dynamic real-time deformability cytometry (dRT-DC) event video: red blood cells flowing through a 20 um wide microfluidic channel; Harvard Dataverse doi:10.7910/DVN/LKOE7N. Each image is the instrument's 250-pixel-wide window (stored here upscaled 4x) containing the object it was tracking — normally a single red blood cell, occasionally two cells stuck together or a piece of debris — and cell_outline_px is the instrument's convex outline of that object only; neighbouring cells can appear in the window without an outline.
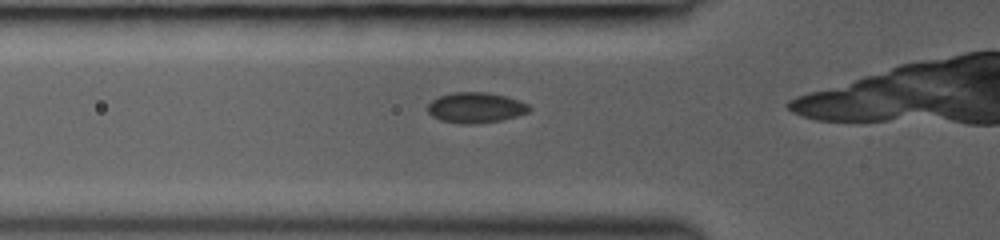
{"species": "common noctule bat (a hibernating species)", "species_latin": "Nyctalus noctula", "temperature_condition": "room temperature", "stored_images_in_passage": 17, "camera_frame_rate_fps": 3000, "um_per_image_px": 0.085, "animal": {"sex": "female", "body_mass_g": 19.0, "forearm_length_mm": 53.3}, "frame": {"image": 1, "passage_image": 10, "time_ms": 3.0, "image_size_px": [1000, 240], "cell_outline_px": [[532, 108], [528, 112], [504, 120], [480, 124], [460, 124], [440, 120], [432, 116], [428, 112], [428, 104], [432, 100], [440, 96], [452, 92], [488, 92], [504, 96], [528, 104]], "centroid_in_image_um": [40.42, 9.16], "position_along_channel_um": 85.4, "area_um2": 18.15}}